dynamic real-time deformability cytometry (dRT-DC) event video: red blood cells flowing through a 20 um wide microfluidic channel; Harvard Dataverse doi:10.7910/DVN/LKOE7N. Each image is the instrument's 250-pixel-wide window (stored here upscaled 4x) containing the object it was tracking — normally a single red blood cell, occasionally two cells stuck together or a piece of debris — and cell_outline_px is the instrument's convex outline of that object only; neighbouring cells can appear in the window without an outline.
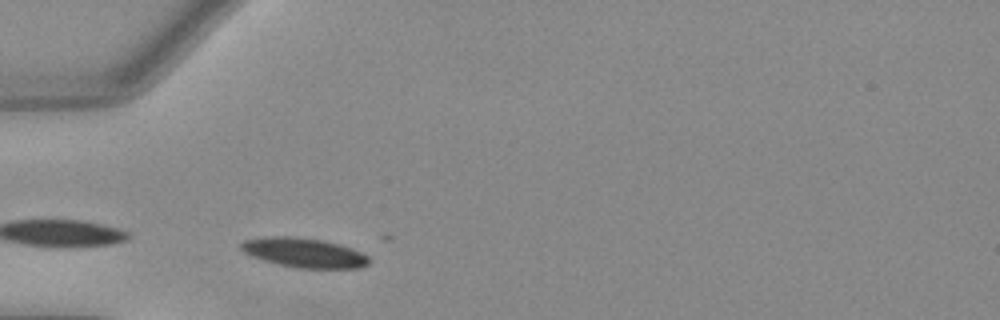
{"species": "Egyptian fruit bat (a non-hibernating species)", "species_latin": "Rousettus aegyptiacus", "temperature_condition": "warm", "stored_images_in_passage": 3, "camera_frame_rate_fps": 3000, "um_per_image_px": 0.085, "animal": {"sex": "female"}, "frame": {"image": 1, "passage_image": 2, "time_ms": 0.333, "image_size_px": [1000, 320], "cell_outline_px": [[368, 264], [360, 268], [296, 268], [264, 260], [252, 256], [244, 252], [240, 248], [240, 244], [244, 240], [272, 236], [292, 236], [320, 240], [352, 248], [368, 256]], "centroid_in_image_um": [25.83, 21.48], "position_along_channel_um": 59.2, "area_um2": 21.68}}